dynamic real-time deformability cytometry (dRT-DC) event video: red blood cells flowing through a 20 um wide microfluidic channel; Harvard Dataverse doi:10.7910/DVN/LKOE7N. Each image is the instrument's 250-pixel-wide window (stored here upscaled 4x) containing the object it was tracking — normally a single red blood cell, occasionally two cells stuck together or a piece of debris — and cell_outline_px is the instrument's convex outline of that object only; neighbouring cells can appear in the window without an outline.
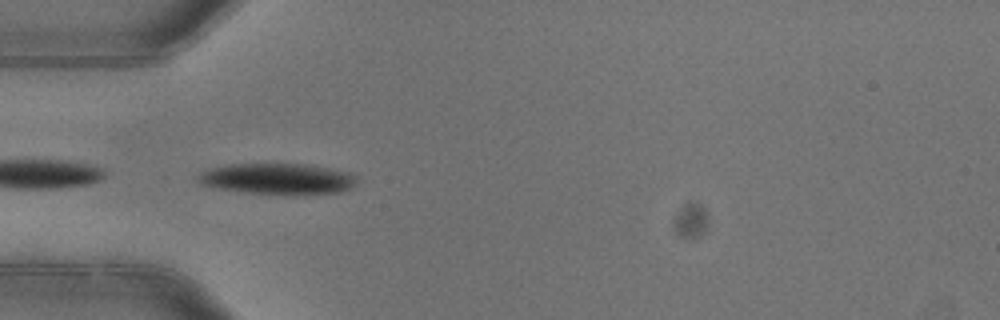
{"species": "common noctule bat (a hibernating species)", "species_latin": "Nyctalus noctula", "temperature_condition": "warm", "stored_images_in_passage": 6, "camera_frame_rate_fps": 3000, "um_per_image_px": 0.085, "animal": {"sex": "female"}, "frame": {"image": 1, "passage_image": 5, "time_ms": 1.333, "image_size_px": [1000, 320], "cell_outline_px": [[356, 184], [352, 188], [340, 192], [296, 196], [292, 196], [244, 192], [220, 188], [200, 184], [196, 180], [196, 176], [200, 172], [212, 168], [228, 164], [308, 164], [352, 172], [356, 176]], "centroid_in_image_um": [23.66, 15.22], "position_along_channel_um": 61.3, "area_um2": 29.36}}